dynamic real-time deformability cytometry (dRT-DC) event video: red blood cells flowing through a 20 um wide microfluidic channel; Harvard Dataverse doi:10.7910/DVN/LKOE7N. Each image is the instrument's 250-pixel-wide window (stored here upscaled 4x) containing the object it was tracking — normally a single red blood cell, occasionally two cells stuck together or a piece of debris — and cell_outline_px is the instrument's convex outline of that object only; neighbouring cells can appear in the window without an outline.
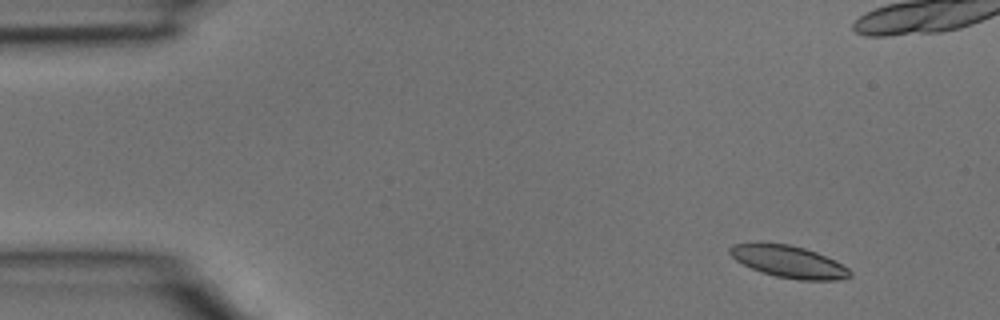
{"species": "common noctule bat (a hibernating species)", "species_latin": "Nyctalus noctula", "temperature_condition": "room temperature", "stored_images_in_passage": 4, "camera_frame_rate_fps": 3000, "um_per_image_px": 0.085, "animal": {"sex": "male", "body_mass_g": 15.6}, "frame": {"image": 1, "passage_image": 1, "time_ms": 0.0, "image_size_px": [1000, 320], "cell_outline_px": [[852, 276], [836, 280], [800, 280], [776, 276], [752, 268], [736, 260], [728, 252], [728, 248], [732, 244], [788, 244], [804, 248], [816, 252], [848, 268], [852, 272]], "centroid_in_image_um": [67.05, 22.25], "position_along_channel_um": 17.9, "area_um2": 21.79}}